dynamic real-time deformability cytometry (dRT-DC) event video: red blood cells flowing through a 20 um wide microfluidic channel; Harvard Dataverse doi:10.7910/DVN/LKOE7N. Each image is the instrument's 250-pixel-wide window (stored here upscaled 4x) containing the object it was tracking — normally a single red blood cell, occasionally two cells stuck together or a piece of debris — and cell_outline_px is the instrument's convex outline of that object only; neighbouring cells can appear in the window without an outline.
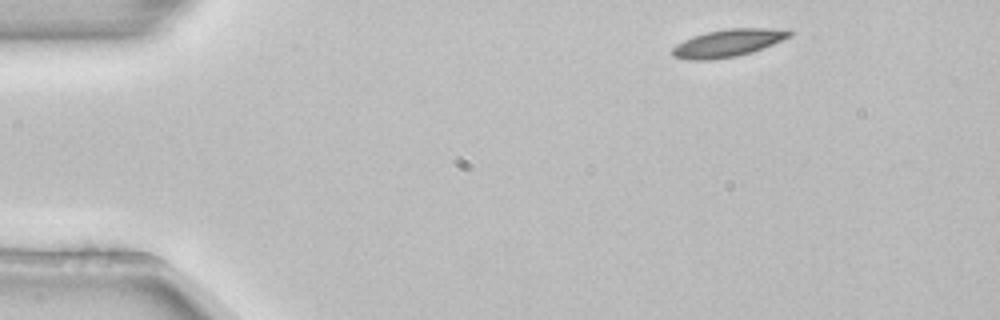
{"species": "common noctule bat (a hibernating species)", "species_latin": "Nyctalus noctula", "temperature_condition": "room temperature", "stored_images_in_passage": 3, "camera_frame_rate_fps": 3000, "um_per_image_px": 0.085, "animal": {"sex": "female", "body_mass_g": 22.7, "forearm_length_mm": 54.2}, "frame": {"image": 1, "passage_image": 1, "time_ms": 0.0, "image_size_px": [1000, 320], "cell_outline_px": [[792, 36], [752, 52], [736, 56], [708, 60], [688, 60], [672, 56], [672, 48], [676, 44], [692, 36], [708, 32], [728, 28], [788, 28], [792, 32]], "centroid_in_image_um": [61.89, 3.65], "position_along_channel_um": 23.1, "area_um2": 18.84}}